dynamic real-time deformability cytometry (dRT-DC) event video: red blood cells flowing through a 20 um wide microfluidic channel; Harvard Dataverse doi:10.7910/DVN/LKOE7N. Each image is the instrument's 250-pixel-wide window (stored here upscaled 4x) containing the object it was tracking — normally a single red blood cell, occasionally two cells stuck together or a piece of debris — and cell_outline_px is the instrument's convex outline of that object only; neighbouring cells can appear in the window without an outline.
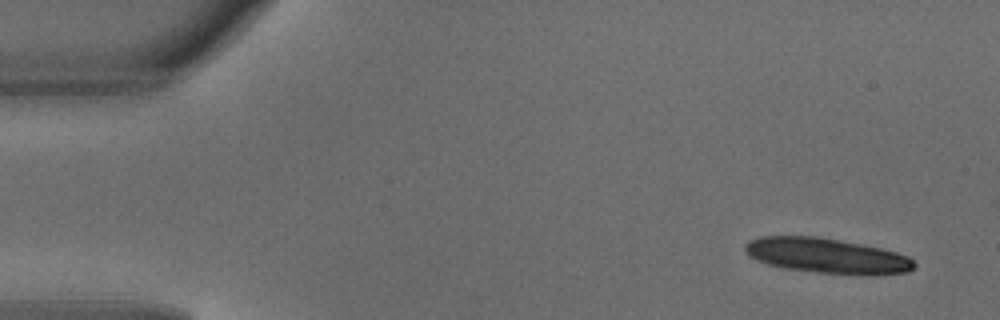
{"species": "common noctule bat (a hibernating species)", "species_latin": "Nyctalus noctula", "temperature_condition": "warm", "stored_images_in_passage": 3, "camera_frame_rate_fps": 3000, "um_per_image_px": 0.085, "animal": {"sex": "male", "body_mass_g": 18.8}, "frame": {"image": 1, "passage_image": 1, "time_ms": 0.0, "image_size_px": [1000, 320], "cell_outline_px": [[916, 268], [908, 272], [868, 276], [864, 276], [820, 272], [784, 268], [768, 264], [756, 260], [748, 256], [744, 248], [744, 244], [748, 240], [760, 236], [820, 236], [884, 248], [908, 256], [916, 264]], "centroid_in_image_um": [70.31, 21.73], "position_along_channel_um": 14.7, "area_um2": 35.2}}